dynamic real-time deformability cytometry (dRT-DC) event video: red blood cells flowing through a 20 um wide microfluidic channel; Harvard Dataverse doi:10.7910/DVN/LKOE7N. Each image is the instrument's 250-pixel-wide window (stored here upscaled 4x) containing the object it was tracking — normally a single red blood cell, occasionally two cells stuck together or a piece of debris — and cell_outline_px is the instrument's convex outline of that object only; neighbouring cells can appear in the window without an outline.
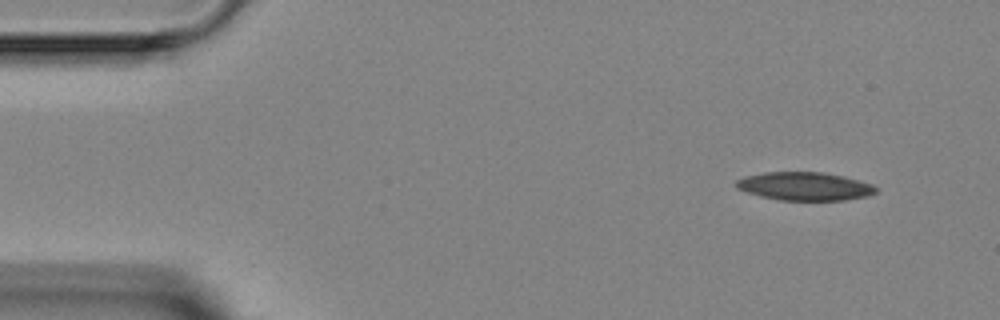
{"species": "Egyptian fruit bat (a non-hibernating species)", "species_latin": "Rousettus aegyptiacus", "temperature_condition": "room temperature", "stored_images_in_passage": 5, "camera_frame_rate_fps": 3000, "um_per_image_px": 0.085, "animal": {"sex": "female"}, "frame": {"image": 1, "passage_image": 1, "time_ms": 0.0, "image_size_px": [1000, 320], "cell_outline_px": [[876, 192], [868, 196], [844, 200], [780, 200], [760, 196], [736, 188], [736, 180], [744, 176], [764, 172], [824, 172], [844, 176], [872, 184], [876, 188]], "centroid_in_image_um": [68.39, 15.83], "position_along_channel_um": 16.6, "area_um2": 23.0}}
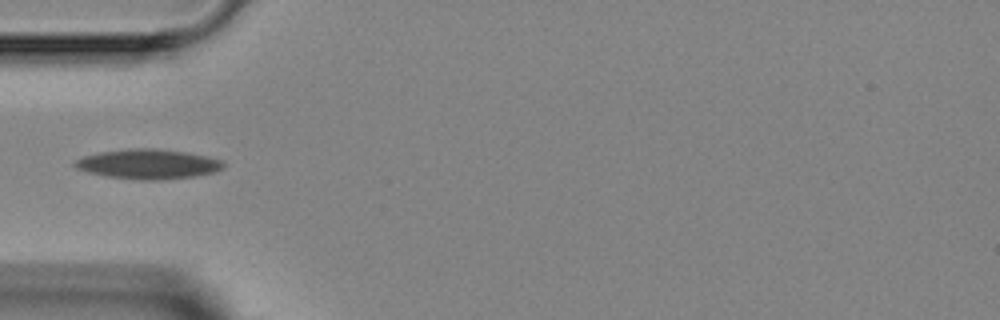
{"frame": {"image": 2, "passage_image": 4, "time_ms": 3.667, "image_size_px": [1000, 320], "cell_outline_px": [[224, 168], [212, 172], [192, 176], [160, 180], [140, 180], [108, 176], [88, 172], [76, 168], [72, 164], [76, 160], [84, 156], [100, 152], [132, 148], [156, 148], [184, 152], [208, 156], [224, 160]], "centroid_in_image_um": [12.6, 13.94], "position_along_channel_um": 72.4, "area_um2": 25.61}}
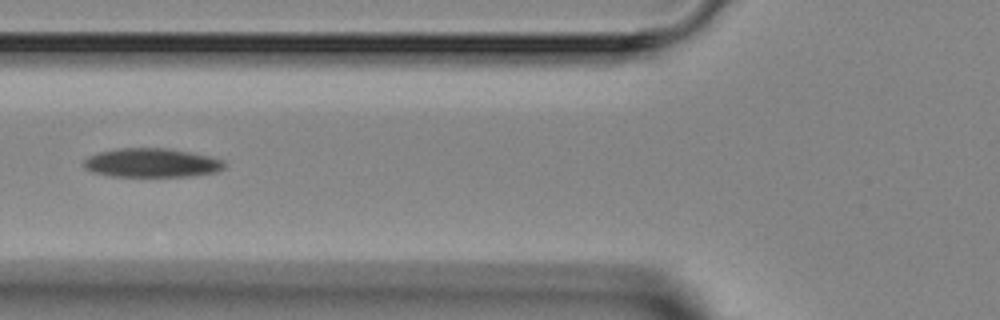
{"frame": {"image": 3, "passage_image": 5, "time_ms": 4.667, "image_size_px": [1000, 320], "cell_outline_px": [[228, 164], [224, 168], [216, 172], [188, 176], [112, 176], [92, 172], [84, 168], [84, 160], [88, 156], [100, 152], [116, 148], [168, 148], [208, 156], [224, 160]], "centroid_in_image_um": [12.9, 13.84], "position_along_channel_um": 112.9, "area_um2": 23.7}}